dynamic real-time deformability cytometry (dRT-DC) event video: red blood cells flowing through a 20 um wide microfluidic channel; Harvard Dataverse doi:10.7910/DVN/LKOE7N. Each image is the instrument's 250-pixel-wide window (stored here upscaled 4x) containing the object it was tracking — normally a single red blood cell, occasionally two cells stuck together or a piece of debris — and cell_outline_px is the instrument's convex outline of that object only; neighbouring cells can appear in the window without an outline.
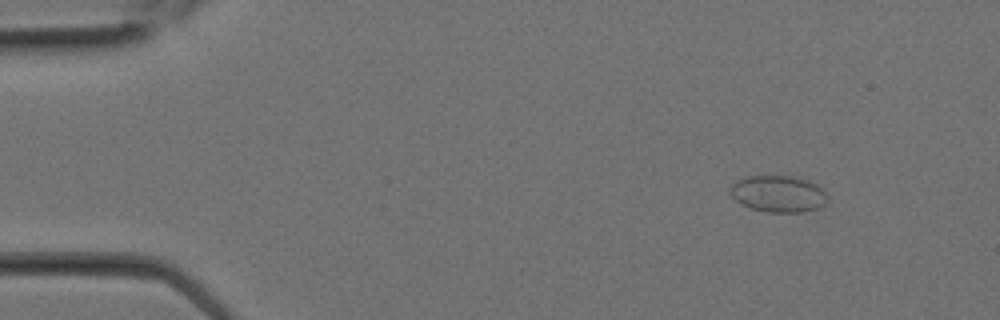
{"species": "Egyptian fruit bat (a non-hibernating species)", "species_latin": "Rousettus aegyptiacus", "temperature_condition": "room temperature", "stored_images_in_passage": 17, "camera_frame_rate_fps": 3000, "um_per_image_px": 0.085, "animal": {"sex": "female"}, "frame": {"image": 1, "passage_image": 4, "time_ms": 1.0, "image_size_px": [1000, 320], "cell_outline_px": [[828, 200], [824, 204], [816, 208], [800, 212], [768, 212], [752, 208], [740, 204], [732, 196], [732, 184], [748, 176], [796, 176], [808, 180], [816, 184], [828, 196]], "centroid_in_image_um": [66.18, 16.47], "position_along_channel_um": 18.8, "area_um2": 20.46}}
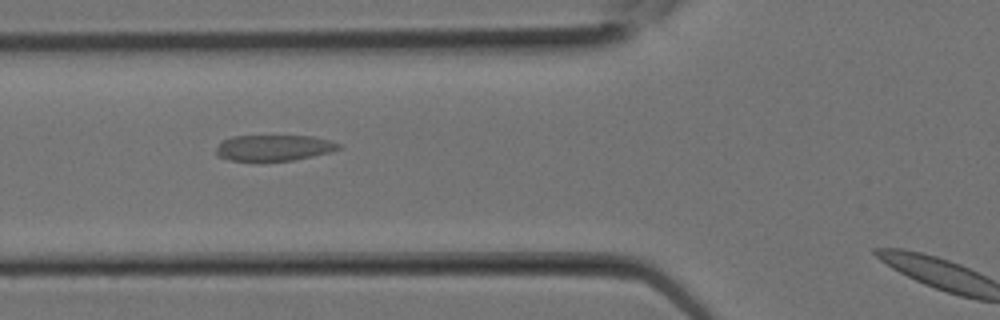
{"frame": {"image": 2, "passage_image": 12, "time_ms": 3.667, "image_size_px": [1000, 320], "cell_outline_px": [[340, 148], [332, 152], [292, 160], [232, 160], [216, 156], [216, 148], [224, 140], [232, 136], [312, 136], [328, 140], [340, 144]], "centroid_in_image_um": [23.28, 12.55], "position_along_channel_um": 102.5, "area_um2": 18.21}}
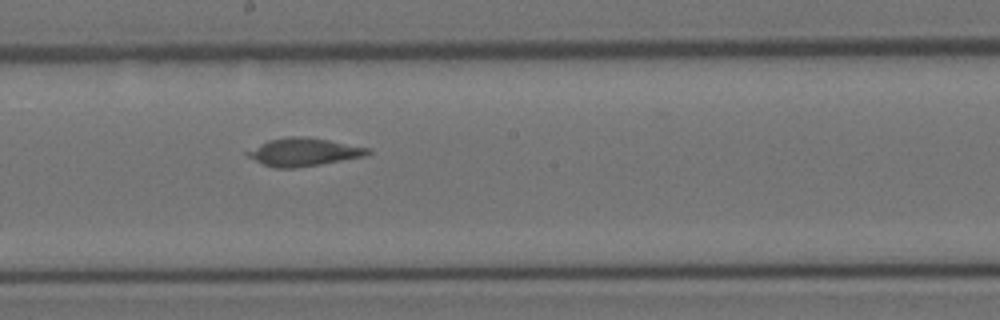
{"frame": {"image": 3, "passage_image": 17, "time_ms": 5.333, "image_size_px": [1000, 320], "cell_outline_px": [[372, 152], [364, 156], [320, 164], [296, 168], [276, 168], [264, 164], [248, 156], [244, 152], [268, 140], [288, 136], [308, 136], [372, 148]], "centroid_in_image_um": [25.84, 12.91], "position_along_channel_um": 222.4, "area_um2": 19.59}}